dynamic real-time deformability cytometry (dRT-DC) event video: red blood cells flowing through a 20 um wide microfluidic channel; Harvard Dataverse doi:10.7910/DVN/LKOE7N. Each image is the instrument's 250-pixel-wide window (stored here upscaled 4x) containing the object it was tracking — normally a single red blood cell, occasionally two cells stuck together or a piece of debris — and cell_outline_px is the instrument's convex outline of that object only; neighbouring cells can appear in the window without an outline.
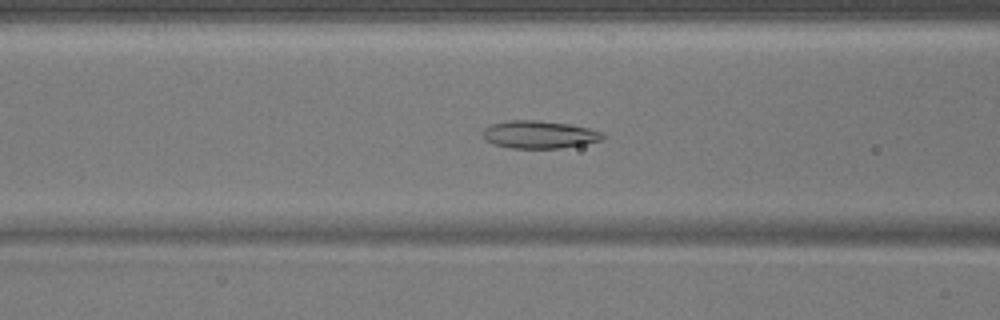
{"species": "common noctule bat (a hibernating species)", "species_latin": "Nyctalus noctula", "temperature_condition": "warm", "stored_images_in_passage": 51, "camera_frame_rate_fps": 3000, "um_per_image_px": 0.085, "animal": {"sex": "male", "body_mass_g": 17.9}, "frame": {"image": 1, "passage_image": 21, "time_ms": 6.667, "image_size_px": [1000, 320], "cell_outline_px": [[608, 136], [600, 140], [584, 144], [560, 148], [512, 148], [496, 144], [484, 140], [480, 132], [484, 128], [492, 124], [512, 120], [540, 120], [568, 124], [588, 128], [604, 132]], "centroid_in_image_um": [45.84, 11.43], "position_along_channel_um": 120.8, "area_um2": 19.42}}
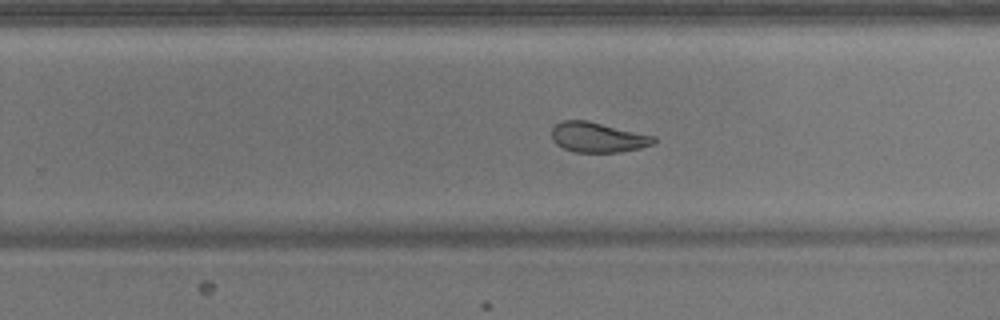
{"frame": {"image": 2, "passage_image": 33, "time_ms": 10.667, "image_size_px": [1000, 320], "cell_outline_px": [[656, 140], [652, 144], [640, 148], [620, 152], [576, 152], [564, 148], [556, 144], [552, 140], [552, 128], [560, 120], [588, 120], [656, 136]], "centroid_in_image_um": [50.81, 11.66], "position_along_channel_um": 279.0, "area_um2": 17.98}}
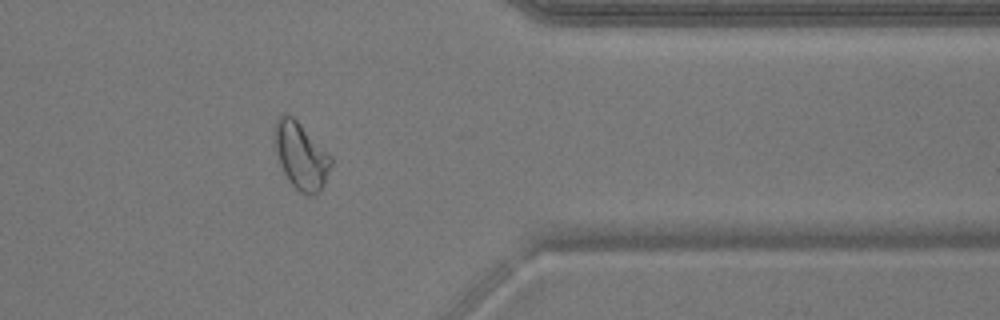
{"frame": {"image": 3, "passage_image": 42, "time_ms": 13.667, "image_size_px": [1000, 320], "cell_outline_px": [[332, 164], [324, 184], [320, 192], [312, 196], [308, 196], [300, 192], [288, 180], [280, 164], [276, 152], [276, 120], [280, 116], [292, 116], [332, 156]], "centroid_in_image_um": [25.63, 13.31], "position_along_channel_um": 385.8, "area_um2": 21.44}}